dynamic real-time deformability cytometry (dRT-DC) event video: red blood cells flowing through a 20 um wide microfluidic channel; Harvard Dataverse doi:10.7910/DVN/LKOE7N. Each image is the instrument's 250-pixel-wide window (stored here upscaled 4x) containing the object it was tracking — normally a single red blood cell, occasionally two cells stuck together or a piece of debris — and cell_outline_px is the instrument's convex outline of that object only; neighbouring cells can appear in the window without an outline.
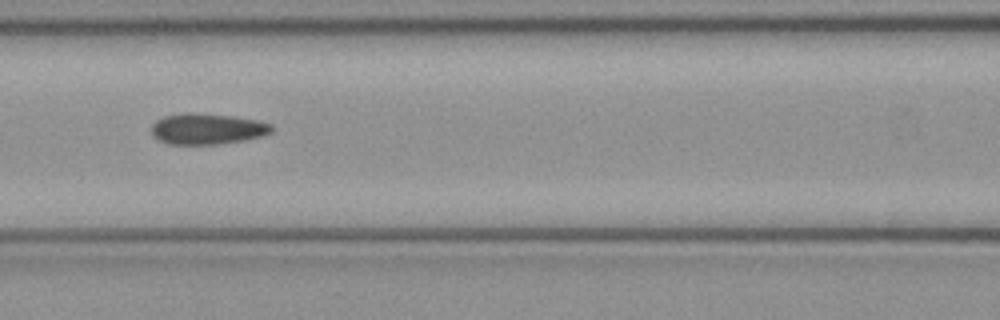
{"species": "common noctule bat (a hibernating species)", "species_latin": "Nyctalus noctula", "temperature_condition": "cold", "stored_images_in_passage": 5, "camera_frame_rate_fps": 3000, "um_per_image_px": 0.085, "animal": {"sex": "female", "body_mass_g": 21.9}, "frame": {"image": 1, "passage_image": 5, "time_ms": 1.333, "image_size_px": [1000, 320], "cell_outline_px": [[272, 132], [264, 136], [244, 140], [216, 144], [168, 144], [152, 136], [152, 124], [156, 120], [164, 116], [188, 112], [196, 112], [232, 116], [260, 120], [272, 124]], "centroid_in_image_um": [17.63, 10.94], "position_along_channel_um": 149.0, "area_um2": 21.85}}